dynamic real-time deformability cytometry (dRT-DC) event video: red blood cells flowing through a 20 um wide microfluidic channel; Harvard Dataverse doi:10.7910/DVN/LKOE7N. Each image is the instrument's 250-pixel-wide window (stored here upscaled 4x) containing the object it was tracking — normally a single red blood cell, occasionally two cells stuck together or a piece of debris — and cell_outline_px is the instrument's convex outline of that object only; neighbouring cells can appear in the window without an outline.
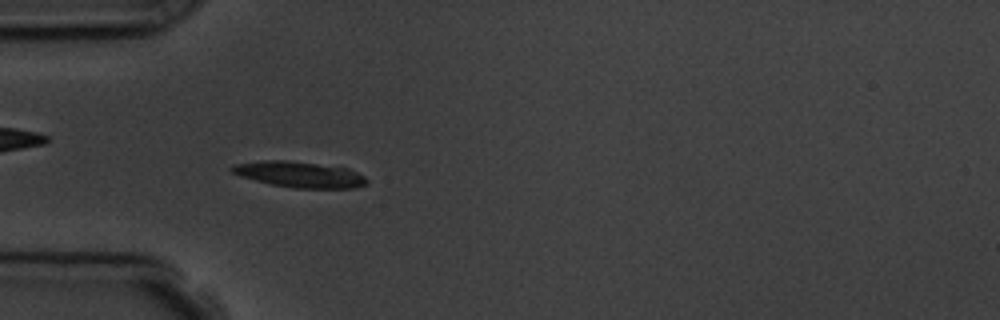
{"species": "common noctule bat (a hibernating species)", "species_latin": "Nyctalus noctula", "temperature_condition": "room temperature", "stored_images_in_passage": 8, "camera_frame_rate_fps": 3000, "um_per_image_px": 0.085, "animal": {"sex": "male", "body_mass_g": 19.5, "forearm_length_mm": 54.6}, "frame": {"image": 1, "passage_image": 6, "time_ms": 5.667, "image_size_px": [1000, 320], "cell_outline_px": [[368, 184], [356, 188], [296, 188], [272, 184], [240, 176], [232, 172], [228, 168], [232, 164], [260, 160], [288, 160], [348, 168], [364, 176], [368, 180]], "centroid_in_image_um": [25.45, 14.82], "position_along_channel_um": 59.6, "area_um2": 20.4}}